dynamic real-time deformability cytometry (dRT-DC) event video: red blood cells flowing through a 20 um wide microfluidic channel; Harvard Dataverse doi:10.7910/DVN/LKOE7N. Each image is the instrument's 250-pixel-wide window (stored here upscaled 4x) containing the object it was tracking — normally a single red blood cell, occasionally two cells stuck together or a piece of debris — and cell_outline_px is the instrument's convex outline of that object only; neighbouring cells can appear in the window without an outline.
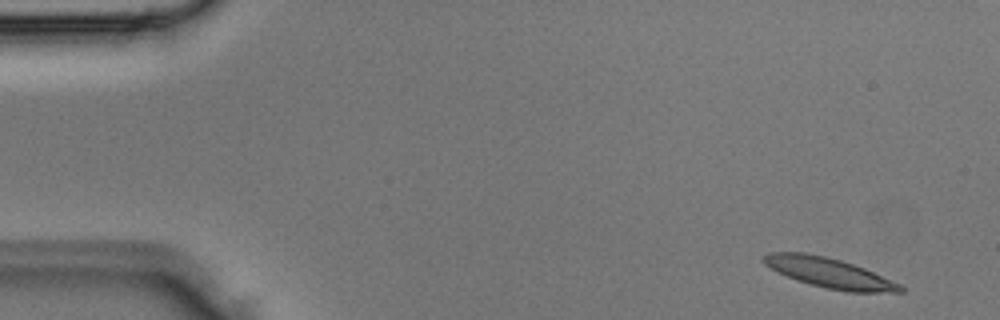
{"species": "Egyptian fruit bat (a non-hibernating species)", "species_latin": "Rousettus aegyptiacus", "temperature_condition": "room temperature", "stored_images_in_passage": 3, "camera_frame_rate_fps": 3000, "um_per_image_px": 0.085, "animal": {"sex": "male"}, "frame": {"image": 1, "passage_image": 1, "time_ms": 0.0, "image_size_px": [1000, 320], "cell_outline_px": [[904, 292], [848, 292], [828, 288], [796, 280], [764, 264], [764, 256], [768, 252], [804, 252], [824, 256], [840, 260], [864, 268], [900, 284], [904, 288]], "centroid_in_image_um": [70.51, 23.19], "position_along_channel_um": 14.5, "area_um2": 23.35}}